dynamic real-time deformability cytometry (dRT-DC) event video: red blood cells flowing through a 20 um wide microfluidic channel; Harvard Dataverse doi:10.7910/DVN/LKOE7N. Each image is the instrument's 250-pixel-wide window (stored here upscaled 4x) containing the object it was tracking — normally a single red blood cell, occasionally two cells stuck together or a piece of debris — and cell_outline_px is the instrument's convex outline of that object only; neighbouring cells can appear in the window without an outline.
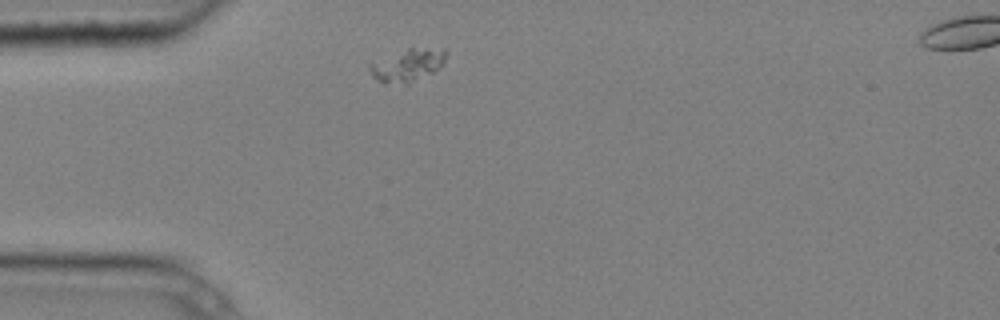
{"species": "common noctule bat (a hibernating species)", "species_latin": "Nyctalus noctula", "temperature_condition": "cold", "stored_images_in_passage": 9, "camera_frame_rate_fps": 3000, "um_per_image_px": 0.085, "animal": {"sex": "male", "body_mass_g": 20.4}, "frame": {"image": 1, "passage_image": 1, "time_ms": 0.0, "image_size_px": [1000, 320], "cell_outline_px": [[448, 52], [444, 60], [432, 72], [408, 84], [384, 84], [376, 80], [372, 76], [368, 68], [372, 64], [408, 48], [444, 48]], "centroid_in_image_um": [34.65, 5.56], "position_along_channel_um": 50.4, "area_um2": 14.1}}
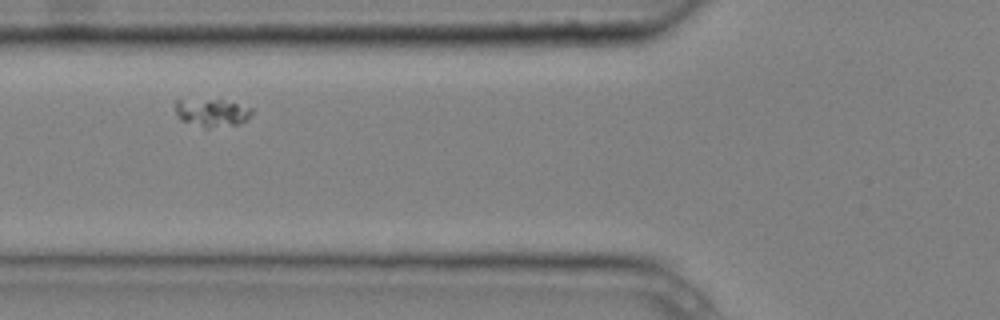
{"frame": {"image": 2, "passage_image": 3, "time_ms": 0.667, "image_size_px": [1000, 320], "cell_outline_px": [[252, 112], [248, 120], [240, 124], [208, 128], [204, 128], [180, 120], [176, 112], [176, 100], [220, 100], [252, 108]], "centroid_in_image_um": [18.02, 9.6], "position_along_channel_um": 107.8, "area_um2": 12.25}}
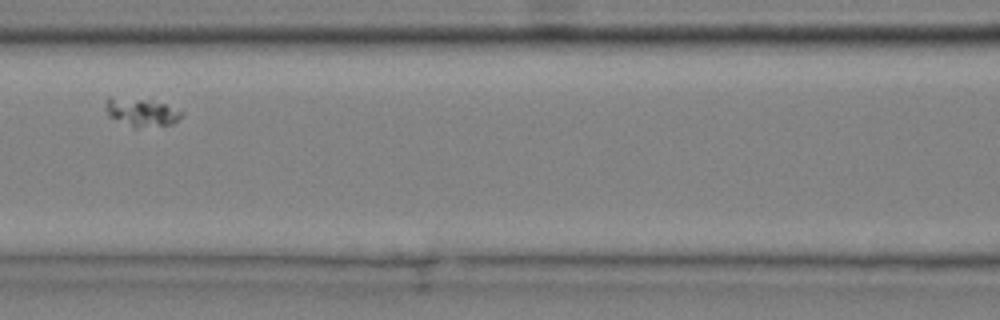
{"frame": {"image": 3, "passage_image": 4, "time_ms": 1.0, "image_size_px": [1000, 320], "cell_outline_px": [[184, 112], [172, 124], [136, 128], [108, 116], [104, 104], [104, 100], [108, 96], [152, 100], [164, 104]], "centroid_in_image_um": [11.95, 9.51], "position_along_channel_um": 154.6, "area_um2": 12.43}}